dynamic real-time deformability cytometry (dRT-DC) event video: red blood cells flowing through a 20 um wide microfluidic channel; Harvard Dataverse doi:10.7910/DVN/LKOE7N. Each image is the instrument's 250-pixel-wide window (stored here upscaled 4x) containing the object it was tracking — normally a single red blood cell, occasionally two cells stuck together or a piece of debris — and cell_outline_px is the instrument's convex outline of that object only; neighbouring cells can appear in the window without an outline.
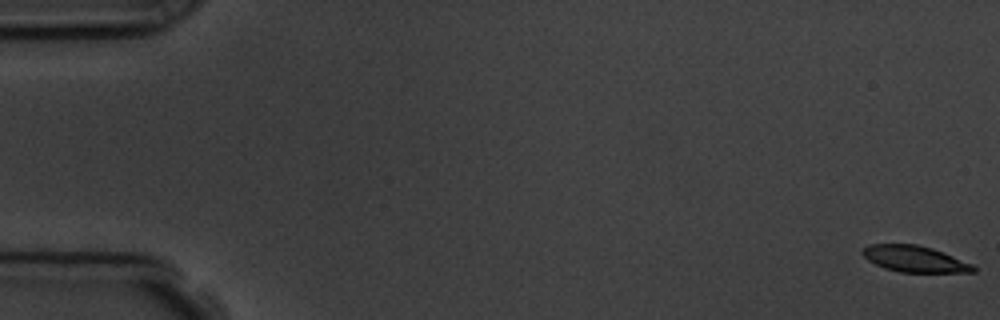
{"species": "common noctule bat (a hibernating species)", "species_latin": "Nyctalus noctula", "temperature_condition": "room temperature", "stored_images_in_passage": 5, "camera_frame_rate_fps": 3000, "um_per_image_px": 0.085, "animal": {"sex": "male", "body_mass_g": 19.5, "forearm_length_mm": 54.6}, "frame": {"image": 1, "passage_image": 1, "time_ms": 0.0, "image_size_px": [1000, 320], "cell_outline_px": [[976, 272], [900, 272], [884, 268], [868, 260], [860, 252], [868, 244], [916, 244], [932, 248], [944, 252], [972, 264], [976, 268]], "centroid_in_image_um": [77.74, 22.0], "position_along_channel_um": 7.3, "area_um2": 16.94}}
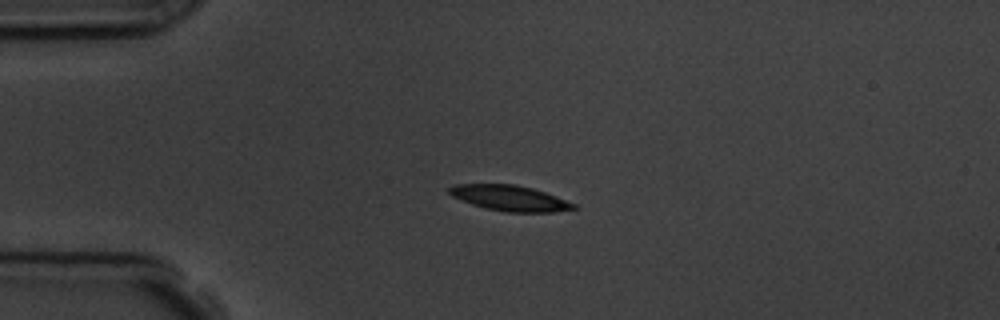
{"frame": {"image": 2, "passage_image": 4, "time_ms": 4.333, "image_size_px": [1000, 320], "cell_outline_px": [[580, 208], [552, 212], [504, 212], [484, 208], [472, 204], [452, 196], [448, 192], [448, 188], [456, 184], [516, 184], [532, 188], [556, 196], [576, 204]], "centroid_in_image_um": [43.35, 16.84], "position_along_channel_um": 41.7, "area_um2": 18.55}}